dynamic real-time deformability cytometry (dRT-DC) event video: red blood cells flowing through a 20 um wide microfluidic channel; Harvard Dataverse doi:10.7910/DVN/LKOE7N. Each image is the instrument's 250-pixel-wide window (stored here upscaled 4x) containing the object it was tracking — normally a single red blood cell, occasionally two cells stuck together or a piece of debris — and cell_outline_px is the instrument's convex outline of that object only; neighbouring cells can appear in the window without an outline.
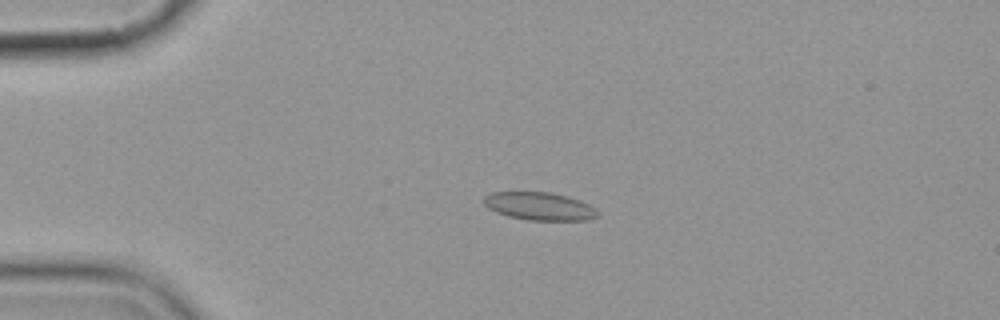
{"species": "common noctule bat (a hibernating species)", "species_latin": "Nyctalus noctula", "temperature_condition": "cold", "stored_images_in_passage": 4, "camera_frame_rate_fps": 3000, "um_per_image_px": 0.085, "animal": {"sex": "female", "body_mass_g": 19.9}, "frame": {"image": 1, "passage_image": 3, "time_ms": 2.333, "image_size_px": [1000, 320], "cell_outline_px": [[600, 216], [588, 220], [528, 220], [508, 216], [496, 212], [488, 208], [484, 204], [484, 196], [492, 192], [548, 192], [568, 196], [580, 200], [596, 208], [600, 212]], "centroid_in_image_um": [45.89, 17.53], "position_along_channel_um": 39.1, "area_um2": 18.67}}